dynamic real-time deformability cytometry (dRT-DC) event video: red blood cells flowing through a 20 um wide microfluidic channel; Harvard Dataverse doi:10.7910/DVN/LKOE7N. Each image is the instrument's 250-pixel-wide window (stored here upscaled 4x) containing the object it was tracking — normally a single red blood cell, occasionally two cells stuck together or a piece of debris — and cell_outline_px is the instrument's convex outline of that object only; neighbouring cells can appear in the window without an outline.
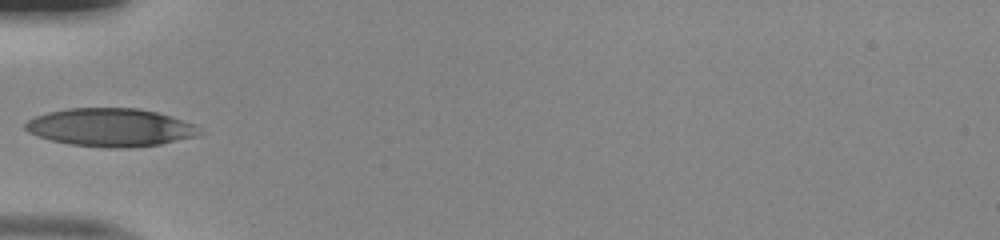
{"species": "human", "species_latin": "Homo sapiens", "temperature_condition": "room temperature", "stored_images_in_passage": 34, "camera_frame_rate_fps": 3000, "um_per_image_px": 0.085, "donor": {"sex": "male"}, "frame": {"image": 1, "passage_image": 1, "time_ms": 0.0, "image_size_px": [1000, 240], "cell_outline_px": [[208, 132], [200, 136], [160, 144], [128, 148], [108, 148], [68, 144], [52, 140], [28, 132], [24, 128], [24, 124], [28, 120], [36, 116], [48, 112], [68, 108], [140, 108], [156, 112], [196, 124]], "centroid_in_image_um": [9.48, 10.83], "position_along_channel_um": 75.5, "area_um2": 39.07}}
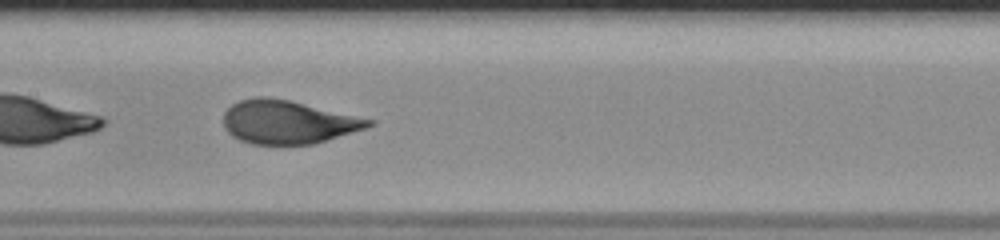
{"frame": {"image": 2, "passage_image": 9, "time_ms": 2.667, "image_size_px": [1000, 240], "cell_outline_px": [[376, 124], [364, 128], [312, 144], [252, 144], [240, 140], [232, 136], [224, 128], [224, 112], [232, 104], [240, 100], [256, 96], [268, 96], [288, 100], [376, 120]], "centroid_in_image_um": [24.44, 10.36], "position_along_channel_um": 183.0, "area_um2": 36.47}}
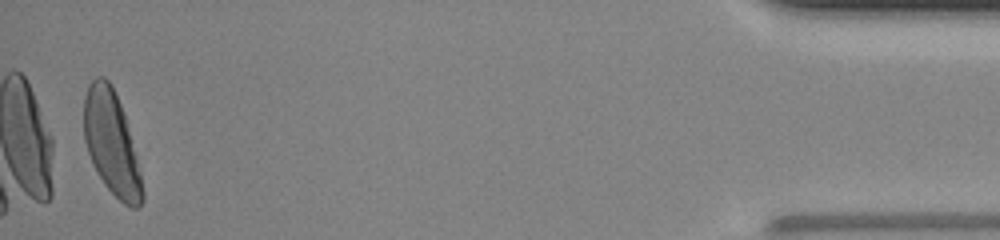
{"frame": {"image": 3, "passage_image": 33, "time_ms": 10.667, "image_size_px": [1000, 240], "cell_outline_px": [[144, 200], [140, 208], [132, 208], [124, 204], [104, 184], [92, 164], [84, 140], [84, 96], [88, 84], [96, 76], [104, 76], [112, 84], [120, 104], [124, 116], [140, 172], [144, 192]], "centroid_in_image_um": [9.46, 12.16], "position_along_channel_um": 425.7, "area_um2": 34.97}, "authors_computed_cell_mechanics": {"area_um2": 37.8012, "velocity_mm_per_s": 4.0038, "shape_relaxation_time_tau1_ms": 3.5431, "shape_relaxation_time_tau2_ms": null, "deformation_change_tau1": 0.1735, "deformation_change_tau2": null}}